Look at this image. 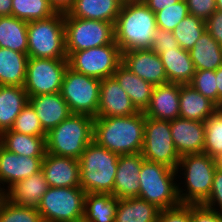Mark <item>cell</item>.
Instances as JSON below:
<instances>
[{
  "mask_svg": "<svg viewBox=\"0 0 222 222\" xmlns=\"http://www.w3.org/2000/svg\"><path fill=\"white\" fill-rule=\"evenodd\" d=\"M144 125V112L121 117H95L93 141L119 155L141 153Z\"/></svg>",
  "mask_w": 222,
  "mask_h": 222,
  "instance_id": "obj_1",
  "label": "cell"
},
{
  "mask_svg": "<svg viewBox=\"0 0 222 222\" xmlns=\"http://www.w3.org/2000/svg\"><path fill=\"white\" fill-rule=\"evenodd\" d=\"M156 29L155 13L142 0L123 1L114 24V38L121 52L150 49Z\"/></svg>",
  "mask_w": 222,
  "mask_h": 222,
  "instance_id": "obj_2",
  "label": "cell"
},
{
  "mask_svg": "<svg viewBox=\"0 0 222 222\" xmlns=\"http://www.w3.org/2000/svg\"><path fill=\"white\" fill-rule=\"evenodd\" d=\"M215 170V160L208 154L181 156L176 168L181 203L203 204L209 198Z\"/></svg>",
  "mask_w": 222,
  "mask_h": 222,
  "instance_id": "obj_3",
  "label": "cell"
},
{
  "mask_svg": "<svg viewBox=\"0 0 222 222\" xmlns=\"http://www.w3.org/2000/svg\"><path fill=\"white\" fill-rule=\"evenodd\" d=\"M119 154L91 141L78 159L80 187L85 193H112Z\"/></svg>",
  "mask_w": 222,
  "mask_h": 222,
  "instance_id": "obj_4",
  "label": "cell"
},
{
  "mask_svg": "<svg viewBox=\"0 0 222 222\" xmlns=\"http://www.w3.org/2000/svg\"><path fill=\"white\" fill-rule=\"evenodd\" d=\"M94 118L84 114H70L46 136V152L79 159L93 140Z\"/></svg>",
  "mask_w": 222,
  "mask_h": 222,
  "instance_id": "obj_5",
  "label": "cell"
},
{
  "mask_svg": "<svg viewBox=\"0 0 222 222\" xmlns=\"http://www.w3.org/2000/svg\"><path fill=\"white\" fill-rule=\"evenodd\" d=\"M139 183L138 197L156 205L159 209L181 204L175 169L144 159L139 173Z\"/></svg>",
  "mask_w": 222,
  "mask_h": 222,
  "instance_id": "obj_6",
  "label": "cell"
},
{
  "mask_svg": "<svg viewBox=\"0 0 222 222\" xmlns=\"http://www.w3.org/2000/svg\"><path fill=\"white\" fill-rule=\"evenodd\" d=\"M27 36L29 58L68 60L63 12H57L47 19L28 22Z\"/></svg>",
  "mask_w": 222,
  "mask_h": 222,
  "instance_id": "obj_7",
  "label": "cell"
},
{
  "mask_svg": "<svg viewBox=\"0 0 222 222\" xmlns=\"http://www.w3.org/2000/svg\"><path fill=\"white\" fill-rule=\"evenodd\" d=\"M85 194L81 187H49L37 210L43 222H82Z\"/></svg>",
  "mask_w": 222,
  "mask_h": 222,
  "instance_id": "obj_8",
  "label": "cell"
},
{
  "mask_svg": "<svg viewBox=\"0 0 222 222\" xmlns=\"http://www.w3.org/2000/svg\"><path fill=\"white\" fill-rule=\"evenodd\" d=\"M101 79L78 73L69 66L64 74L60 94L71 114L97 117Z\"/></svg>",
  "mask_w": 222,
  "mask_h": 222,
  "instance_id": "obj_9",
  "label": "cell"
},
{
  "mask_svg": "<svg viewBox=\"0 0 222 222\" xmlns=\"http://www.w3.org/2000/svg\"><path fill=\"white\" fill-rule=\"evenodd\" d=\"M65 49L71 52L87 50L111 44L114 38V24L100 20L64 17Z\"/></svg>",
  "mask_w": 222,
  "mask_h": 222,
  "instance_id": "obj_10",
  "label": "cell"
},
{
  "mask_svg": "<svg viewBox=\"0 0 222 222\" xmlns=\"http://www.w3.org/2000/svg\"><path fill=\"white\" fill-rule=\"evenodd\" d=\"M121 63L122 52L115 40L108 45L71 52L68 55L71 69L101 80L113 76Z\"/></svg>",
  "mask_w": 222,
  "mask_h": 222,
  "instance_id": "obj_11",
  "label": "cell"
},
{
  "mask_svg": "<svg viewBox=\"0 0 222 222\" xmlns=\"http://www.w3.org/2000/svg\"><path fill=\"white\" fill-rule=\"evenodd\" d=\"M141 153L147 161L161 163L176 170L181 157L173 143L170 121L145 116L144 144Z\"/></svg>",
  "mask_w": 222,
  "mask_h": 222,
  "instance_id": "obj_12",
  "label": "cell"
},
{
  "mask_svg": "<svg viewBox=\"0 0 222 222\" xmlns=\"http://www.w3.org/2000/svg\"><path fill=\"white\" fill-rule=\"evenodd\" d=\"M68 60L28 58L24 89L29 97L60 92Z\"/></svg>",
  "mask_w": 222,
  "mask_h": 222,
  "instance_id": "obj_13",
  "label": "cell"
},
{
  "mask_svg": "<svg viewBox=\"0 0 222 222\" xmlns=\"http://www.w3.org/2000/svg\"><path fill=\"white\" fill-rule=\"evenodd\" d=\"M122 64L154 86L169 83L164 65L153 50L134 49L122 52Z\"/></svg>",
  "mask_w": 222,
  "mask_h": 222,
  "instance_id": "obj_14",
  "label": "cell"
},
{
  "mask_svg": "<svg viewBox=\"0 0 222 222\" xmlns=\"http://www.w3.org/2000/svg\"><path fill=\"white\" fill-rule=\"evenodd\" d=\"M43 158L17 155L0 144V189L5 191L13 183L38 173Z\"/></svg>",
  "mask_w": 222,
  "mask_h": 222,
  "instance_id": "obj_15",
  "label": "cell"
},
{
  "mask_svg": "<svg viewBox=\"0 0 222 222\" xmlns=\"http://www.w3.org/2000/svg\"><path fill=\"white\" fill-rule=\"evenodd\" d=\"M170 131L174 146L180 157L203 153L204 122L178 117L170 121Z\"/></svg>",
  "mask_w": 222,
  "mask_h": 222,
  "instance_id": "obj_16",
  "label": "cell"
},
{
  "mask_svg": "<svg viewBox=\"0 0 222 222\" xmlns=\"http://www.w3.org/2000/svg\"><path fill=\"white\" fill-rule=\"evenodd\" d=\"M42 171L49 187H80L78 159L46 152L42 161Z\"/></svg>",
  "mask_w": 222,
  "mask_h": 222,
  "instance_id": "obj_17",
  "label": "cell"
},
{
  "mask_svg": "<svg viewBox=\"0 0 222 222\" xmlns=\"http://www.w3.org/2000/svg\"><path fill=\"white\" fill-rule=\"evenodd\" d=\"M138 113L129 96L111 76L101 80L97 117H121Z\"/></svg>",
  "mask_w": 222,
  "mask_h": 222,
  "instance_id": "obj_18",
  "label": "cell"
},
{
  "mask_svg": "<svg viewBox=\"0 0 222 222\" xmlns=\"http://www.w3.org/2000/svg\"><path fill=\"white\" fill-rule=\"evenodd\" d=\"M144 157L142 153L120 155L113 192L117 199L138 197L140 190L139 173Z\"/></svg>",
  "mask_w": 222,
  "mask_h": 222,
  "instance_id": "obj_19",
  "label": "cell"
},
{
  "mask_svg": "<svg viewBox=\"0 0 222 222\" xmlns=\"http://www.w3.org/2000/svg\"><path fill=\"white\" fill-rule=\"evenodd\" d=\"M180 84L154 86L151 100L144 114L157 120L172 121L180 117Z\"/></svg>",
  "mask_w": 222,
  "mask_h": 222,
  "instance_id": "obj_20",
  "label": "cell"
},
{
  "mask_svg": "<svg viewBox=\"0 0 222 222\" xmlns=\"http://www.w3.org/2000/svg\"><path fill=\"white\" fill-rule=\"evenodd\" d=\"M29 103L37 113L40 124L46 133L71 114L68 104L60 92L29 97Z\"/></svg>",
  "mask_w": 222,
  "mask_h": 222,
  "instance_id": "obj_21",
  "label": "cell"
},
{
  "mask_svg": "<svg viewBox=\"0 0 222 222\" xmlns=\"http://www.w3.org/2000/svg\"><path fill=\"white\" fill-rule=\"evenodd\" d=\"M48 188L44 172L40 170L9 186L4 191L5 199L17 205L37 208Z\"/></svg>",
  "mask_w": 222,
  "mask_h": 222,
  "instance_id": "obj_22",
  "label": "cell"
},
{
  "mask_svg": "<svg viewBox=\"0 0 222 222\" xmlns=\"http://www.w3.org/2000/svg\"><path fill=\"white\" fill-rule=\"evenodd\" d=\"M123 0H75L64 17L100 20L115 24Z\"/></svg>",
  "mask_w": 222,
  "mask_h": 222,
  "instance_id": "obj_23",
  "label": "cell"
},
{
  "mask_svg": "<svg viewBox=\"0 0 222 222\" xmlns=\"http://www.w3.org/2000/svg\"><path fill=\"white\" fill-rule=\"evenodd\" d=\"M113 77L127 93L136 110L145 112L149 106L154 85L138 77L122 63L117 67Z\"/></svg>",
  "mask_w": 222,
  "mask_h": 222,
  "instance_id": "obj_24",
  "label": "cell"
},
{
  "mask_svg": "<svg viewBox=\"0 0 222 222\" xmlns=\"http://www.w3.org/2000/svg\"><path fill=\"white\" fill-rule=\"evenodd\" d=\"M180 117L205 122L219 107L189 84H180Z\"/></svg>",
  "mask_w": 222,
  "mask_h": 222,
  "instance_id": "obj_25",
  "label": "cell"
},
{
  "mask_svg": "<svg viewBox=\"0 0 222 222\" xmlns=\"http://www.w3.org/2000/svg\"><path fill=\"white\" fill-rule=\"evenodd\" d=\"M29 96L22 86L0 85V134L11 129Z\"/></svg>",
  "mask_w": 222,
  "mask_h": 222,
  "instance_id": "obj_26",
  "label": "cell"
},
{
  "mask_svg": "<svg viewBox=\"0 0 222 222\" xmlns=\"http://www.w3.org/2000/svg\"><path fill=\"white\" fill-rule=\"evenodd\" d=\"M169 83L189 84L195 68L188 50L170 49L159 54Z\"/></svg>",
  "mask_w": 222,
  "mask_h": 222,
  "instance_id": "obj_27",
  "label": "cell"
},
{
  "mask_svg": "<svg viewBox=\"0 0 222 222\" xmlns=\"http://www.w3.org/2000/svg\"><path fill=\"white\" fill-rule=\"evenodd\" d=\"M0 144L17 155L44 157L46 154V136H31L8 129L0 134Z\"/></svg>",
  "mask_w": 222,
  "mask_h": 222,
  "instance_id": "obj_28",
  "label": "cell"
},
{
  "mask_svg": "<svg viewBox=\"0 0 222 222\" xmlns=\"http://www.w3.org/2000/svg\"><path fill=\"white\" fill-rule=\"evenodd\" d=\"M28 58L27 53L0 48V85L24 87Z\"/></svg>",
  "mask_w": 222,
  "mask_h": 222,
  "instance_id": "obj_29",
  "label": "cell"
},
{
  "mask_svg": "<svg viewBox=\"0 0 222 222\" xmlns=\"http://www.w3.org/2000/svg\"><path fill=\"white\" fill-rule=\"evenodd\" d=\"M195 71L216 70L222 65V46L205 30L189 50Z\"/></svg>",
  "mask_w": 222,
  "mask_h": 222,
  "instance_id": "obj_30",
  "label": "cell"
},
{
  "mask_svg": "<svg viewBox=\"0 0 222 222\" xmlns=\"http://www.w3.org/2000/svg\"><path fill=\"white\" fill-rule=\"evenodd\" d=\"M160 209L140 197L118 199L114 222H157Z\"/></svg>",
  "mask_w": 222,
  "mask_h": 222,
  "instance_id": "obj_31",
  "label": "cell"
},
{
  "mask_svg": "<svg viewBox=\"0 0 222 222\" xmlns=\"http://www.w3.org/2000/svg\"><path fill=\"white\" fill-rule=\"evenodd\" d=\"M117 204L111 193H86L82 222H114Z\"/></svg>",
  "mask_w": 222,
  "mask_h": 222,
  "instance_id": "obj_32",
  "label": "cell"
},
{
  "mask_svg": "<svg viewBox=\"0 0 222 222\" xmlns=\"http://www.w3.org/2000/svg\"><path fill=\"white\" fill-rule=\"evenodd\" d=\"M28 22L14 16L0 17V48L27 53Z\"/></svg>",
  "mask_w": 222,
  "mask_h": 222,
  "instance_id": "obj_33",
  "label": "cell"
},
{
  "mask_svg": "<svg viewBox=\"0 0 222 222\" xmlns=\"http://www.w3.org/2000/svg\"><path fill=\"white\" fill-rule=\"evenodd\" d=\"M56 13L49 0H12V16L26 22L47 19Z\"/></svg>",
  "mask_w": 222,
  "mask_h": 222,
  "instance_id": "obj_34",
  "label": "cell"
},
{
  "mask_svg": "<svg viewBox=\"0 0 222 222\" xmlns=\"http://www.w3.org/2000/svg\"><path fill=\"white\" fill-rule=\"evenodd\" d=\"M205 30V21L189 14L177 25L172 33L178 41L180 48L189 51L193 48L195 42L200 38Z\"/></svg>",
  "mask_w": 222,
  "mask_h": 222,
  "instance_id": "obj_35",
  "label": "cell"
},
{
  "mask_svg": "<svg viewBox=\"0 0 222 222\" xmlns=\"http://www.w3.org/2000/svg\"><path fill=\"white\" fill-rule=\"evenodd\" d=\"M203 153L213 159L222 155V108H219L205 122Z\"/></svg>",
  "mask_w": 222,
  "mask_h": 222,
  "instance_id": "obj_36",
  "label": "cell"
},
{
  "mask_svg": "<svg viewBox=\"0 0 222 222\" xmlns=\"http://www.w3.org/2000/svg\"><path fill=\"white\" fill-rule=\"evenodd\" d=\"M0 222H43L37 208L26 207L4 200L0 208Z\"/></svg>",
  "mask_w": 222,
  "mask_h": 222,
  "instance_id": "obj_37",
  "label": "cell"
},
{
  "mask_svg": "<svg viewBox=\"0 0 222 222\" xmlns=\"http://www.w3.org/2000/svg\"><path fill=\"white\" fill-rule=\"evenodd\" d=\"M11 129L31 136H47L40 124L37 113L29 102L16 117Z\"/></svg>",
  "mask_w": 222,
  "mask_h": 222,
  "instance_id": "obj_38",
  "label": "cell"
},
{
  "mask_svg": "<svg viewBox=\"0 0 222 222\" xmlns=\"http://www.w3.org/2000/svg\"><path fill=\"white\" fill-rule=\"evenodd\" d=\"M188 15L189 12L186 1L180 0L179 2L155 13L157 28L172 32Z\"/></svg>",
  "mask_w": 222,
  "mask_h": 222,
  "instance_id": "obj_39",
  "label": "cell"
},
{
  "mask_svg": "<svg viewBox=\"0 0 222 222\" xmlns=\"http://www.w3.org/2000/svg\"><path fill=\"white\" fill-rule=\"evenodd\" d=\"M214 70H197L189 85L218 106V90Z\"/></svg>",
  "mask_w": 222,
  "mask_h": 222,
  "instance_id": "obj_40",
  "label": "cell"
},
{
  "mask_svg": "<svg viewBox=\"0 0 222 222\" xmlns=\"http://www.w3.org/2000/svg\"><path fill=\"white\" fill-rule=\"evenodd\" d=\"M157 222H192V204L160 209Z\"/></svg>",
  "mask_w": 222,
  "mask_h": 222,
  "instance_id": "obj_41",
  "label": "cell"
},
{
  "mask_svg": "<svg viewBox=\"0 0 222 222\" xmlns=\"http://www.w3.org/2000/svg\"><path fill=\"white\" fill-rule=\"evenodd\" d=\"M170 49H181L178 45V41L173 36V33L160 28H157L153 36V41L150 50H153L156 54H161Z\"/></svg>",
  "mask_w": 222,
  "mask_h": 222,
  "instance_id": "obj_42",
  "label": "cell"
},
{
  "mask_svg": "<svg viewBox=\"0 0 222 222\" xmlns=\"http://www.w3.org/2000/svg\"><path fill=\"white\" fill-rule=\"evenodd\" d=\"M190 15L206 21L217 9L216 0H185Z\"/></svg>",
  "mask_w": 222,
  "mask_h": 222,
  "instance_id": "obj_43",
  "label": "cell"
},
{
  "mask_svg": "<svg viewBox=\"0 0 222 222\" xmlns=\"http://www.w3.org/2000/svg\"><path fill=\"white\" fill-rule=\"evenodd\" d=\"M203 204L222 213V172L217 169L215 170L209 198Z\"/></svg>",
  "mask_w": 222,
  "mask_h": 222,
  "instance_id": "obj_44",
  "label": "cell"
},
{
  "mask_svg": "<svg viewBox=\"0 0 222 222\" xmlns=\"http://www.w3.org/2000/svg\"><path fill=\"white\" fill-rule=\"evenodd\" d=\"M192 222H222V213L204 204H192Z\"/></svg>",
  "mask_w": 222,
  "mask_h": 222,
  "instance_id": "obj_45",
  "label": "cell"
},
{
  "mask_svg": "<svg viewBox=\"0 0 222 222\" xmlns=\"http://www.w3.org/2000/svg\"><path fill=\"white\" fill-rule=\"evenodd\" d=\"M205 23L206 31L222 46V13L216 10Z\"/></svg>",
  "mask_w": 222,
  "mask_h": 222,
  "instance_id": "obj_46",
  "label": "cell"
},
{
  "mask_svg": "<svg viewBox=\"0 0 222 222\" xmlns=\"http://www.w3.org/2000/svg\"><path fill=\"white\" fill-rule=\"evenodd\" d=\"M143 3L153 12L161 11L168 6H171L180 0H142Z\"/></svg>",
  "mask_w": 222,
  "mask_h": 222,
  "instance_id": "obj_47",
  "label": "cell"
},
{
  "mask_svg": "<svg viewBox=\"0 0 222 222\" xmlns=\"http://www.w3.org/2000/svg\"><path fill=\"white\" fill-rule=\"evenodd\" d=\"M75 0H49L50 4L54 7L57 12H67L68 9L73 5Z\"/></svg>",
  "mask_w": 222,
  "mask_h": 222,
  "instance_id": "obj_48",
  "label": "cell"
},
{
  "mask_svg": "<svg viewBox=\"0 0 222 222\" xmlns=\"http://www.w3.org/2000/svg\"><path fill=\"white\" fill-rule=\"evenodd\" d=\"M216 83L218 90V107L222 108V65L215 70Z\"/></svg>",
  "mask_w": 222,
  "mask_h": 222,
  "instance_id": "obj_49",
  "label": "cell"
},
{
  "mask_svg": "<svg viewBox=\"0 0 222 222\" xmlns=\"http://www.w3.org/2000/svg\"><path fill=\"white\" fill-rule=\"evenodd\" d=\"M12 16V0H0V17Z\"/></svg>",
  "mask_w": 222,
  "mask_h": 222,
  "instance_id": "obj_50",
  "label": "cell"
},
{
  "mask_svg": "<svg viewBox=\"0 0 222 222\" xmlns=\"http://www.w3.org/2000/svg\"><path fill=\"white\" fill-rule=\"evenodd\" d=\"M216 169L222 172V155L214 158Z\"/></svg>",
  "mask_w": 222,
  "mask_h": 222,
  "instance_id": "obj_51",
  "label": "cell"
},
{
  "mask_svg": "<svg viewBox=\"0 0 222 222\" xmlns=\"http://www.w3.org/2000/svg\"><path fill=\"white\" fill-rule=\"evenodd\" d=\"M217 11L222 13V0H216Z\"/></svg>",
  "mask_w": 222,
  "mask_h": 222,
  "instance_id": "obj_52",
  "label": "cell"
},
{
  "mask_svg": "<svg viewBox=\"0 0 222 222\" xmlns=\"http://www.w3.org/2000/svg\"><path fill=\"white\" fill-rule=\"evenodd\" d=\"M4 200H5V192L0 189V208Z\"/></svg>",
  "mask_w": 222,
  "mask_h": 222,
  "instance_id": "obj_53",
  "label": "cell"
}]
</instances>
